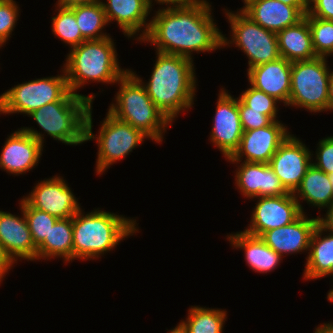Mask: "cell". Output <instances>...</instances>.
<instances>
[{
    "mask_svg": "<svg viewBox=\"0 0 333 333\" xmlns=\"http://www.w3.org/2000/svg\"><path fill=\"white\" fill-rule=\"evenodd\" d=\"M91 104V101H56L46 104L27 116L34 120L41 131L34 126L21 128L43 146L46 144L45 136L64 145H82L87 143L86 120Z\"/></svg>",
    "mask_w": 333,
    "mask_h": 333,
    "instance_id": "obj_6",
    "label": "cell"
},
{
    "mask_svg": "<svg viewBox=\"0 0 333 333\" xmlns=\"http://www.w3.org/2000/svg\"><path fill=\"white\" fill-rule=\"evenodd\" d=\"M149 79L143 80L134 69L129 70L144 85L153 103L173 123L181 114L191 111L196 102L198 78L195 62L187 57L155 51ZM155 62V63H154Z\"/></svg>",
    "mask_w": 333,
    "mask_h": 333,
    "instance_id": "obj_2",
    "label": "cell"
},
{
    "mask_svg": "<svg viewBox=\"0 0 333 333\" xmlns=\"http://www.w3.org/2000/svg\"><path fill=\"white\" fill-rule=\"evenodd\" d=\"M281 120L270 125L244 131L240 145L234 154L225 161H244L268 164L278 147L292 133Z\"/></svg>",
    "mask_w": 333,
    "mask_h": 333,
    "instance_id": "obj_14",
    "label": "cell"
},
{
    "mask_svg": "<svg viewBox=\"0 0 333 333\" xmlns=\"http://www.w3.org/2000/svg\"><path fill=\"white\" fill-rule=\"evenodd\" d=\"M115 85L119 89L106 111L140 130L152 142L162 144L165 133L173 124L153 103L144 85L130 70Z\"/></svg>",
    "mask_w": 333,
    "mask_h": 333,
    "instance_id": "obj_5",
    "label": "cell"
},
{
    "mask_svg": "<svg viewBox=\"0 0 333 333\" xmlns=\"http://www.w3.org/2000/svg\"><path fill=\"white\" fill-rule=\"evenodd\" d=\"M315 148L311 149L312 164L328 175L333 173V135L319 139Z\"/></svg>",
    "mask_w": 333,
    "mask_h": 333,
    "instance_id": "obj_35",
    "label": "cell"
},
{
    "mask_svg": "<svg viewBox=\"0 0 333 333\" xmlns=\"http://www.w3.org/2000/svg\"><path fill=\"white\" fill-rule=\"evenodd\" d=\"M291 67L292 63L282 57L252 67L246 70L248 84L273 96L286 108L291 91Z\"/></svg>",
    "mask_w": 333,
    "mask_h": 333,
    "instance_id": "obj_21",
    "label": "cell"
},
{
    "mask_svg": "<svg viewBox=\"0 0 333 333\" xmlns=\"http://www.w3.org/2000/svg\"><path fill=\"white\" fill-rule=\"evenodd\" d=\"M112 37L83 41L68 51L62 63L69 90L92 103L97 94H80L84 86L91 83L112 86L129 70L120 65L116 40Z\"/></svg>",
    "mask_w": 333,
    "mask_h": 333,
    "instance_id": "obj_4",
    "label": "cell"
},
{
    "mask_svg": "<svg viewBox=\"0 0 333 333\" xmlns=\"http://www.w3.org/2000/svg\"><path fill=\"white\" fill-rule=\"evenodd\" d=\"M167 333H188L187 328L183 325V323L180 321L176 324V326L170 328L169 330L166 328Z\"/></svg>",
    "mask_w": 333,
    "mask_h": 333,
    "instance_id": "obj_45",
    "label": "cell"
},
{
    "mask_svg": "<svg viewBox=\"0 0 333 333\" xmlns=\"http://www.w3.org/2000/svg\"><path fill=\"white\" fill-rule=\"evenodd\" d=\"M93 103L88 111L86 120V142L95 141L97 144V158L95 163L96 175L105 174L113 164L125 160L129 154L146 140H150L140 130L129 123L121 121L106 112L105 118L100 121L97 134L93 133ZM118 161V162H117Z\"/></svg>",
    "mask_w": 333,
    "mask_h": 333,
    "instance_id": "obj_8",
    "label": "cell"
},
{
    "mask_svg": "<svg viewBox=\"0 0 333 333\" xmlns=\"http://www.w3.org/2000/svg\"><path fill=\"white\" fill-rule=\"evenodd\" d=\"M276 35L280 56L289 62L308 61L317 58L312 45V35L307 15Z\"/></svg>",
    "mask_w": 333,
    "mask_h": 333,
    "instance_id": "obj_26",
    "label": "cell"
},
{
    "mask_svg": "<svg viewBox=\"0 0 333 333\" xmlns=\"http://www.w3.org/2000/svg\"><path fill=\"white\" fill-rule=\"evenodd\" d=\"M218 91L208 140L227 159L238 149L244 131L240 120L239 98L236 95L234 97L225 86H221Z\"/></svg>",
    "mask_w": 333,
    "mask_h": 333,
    "instance_id": "obj_11",
    "label": "cell"
},
{
    "mask_svg": "<svg viewBox=\"0 0 333 333\" xmlns=\"http://www.w3.org/2000/svg\"><path fill=\"white\" fill-rule=\"evenodd\" d=\"M5 45L3 43L0 42V49H3L2 47H4ZM1 68V67H0Z\"/></svg>",
    "mask_w": 333,
    "mask_h": 333,
    "instance_id": "obj_49",
    "label": "cell"
},
{
    "mask_svg": "<svg viewBox=\"0 0 333 333\" xmlns=\"http://www.w3.org/2000/svg\"><path fill=\"white\" fill-rule=\"evenodd\" d=\"M85 40H98L111 36L107 34L108 22L101 1L70 8Z\"/></svg>",
    "mask_w": 333,
    "mask_h": 333,
    "instance_id": "obj_29",
    "label": "cell"
},
{
    "mask_svg": "<svg viewBox=\"0 0 333 333\" xmlns=\"http://www.w3.org/2000/svg\"><path fill=\"white\" fill-rule=\"evenodd\" d=\"M230 28L229 36L222 34V49L235 47L248 59L247 70L279 59L277 35L253 22L240 9L223 7Z\"/></svg>",
    "mask_w": 333,
    "mask_h": 333,
    "instance_id": "obj_9",
    "label": "cell"
},
{
    "mask_svg": "<svg viewBox=\"0 0 333 333\" xmlns=\"http://www.w3.org/2000/svg\"><path fill=\"white\" fill-rule=\"evenodd\" d=\"M109 24L115 22L128 40L141 41L148 33L152 9L146 0H100Z\"/></svg>",
    "mask_w": 333,
    "mask_h": 333,
    "instance_id": "obj_18",
    "label": "cell"
},
{
    "mask_svg": "<svg viewBox=\"0 0 333 333\" xmlns=\"http://www.w3.org/2000/svg\"><path fill=\"white\" fill-rule=\"evenodd\" d=\"M232 250L244 252V261L252 270L260 274L274 272L283 262V257L270 248L260 237L240 230L225 236Z\"/></svg>",
    "mask_w": 333,
    "mask_h": 333,
    "instance_id": "obj_23",
    "label": "cell"
},
{
    "mask_svg": "<svg viewBox=\"0 0 333 333\" xmlns=\"http://www.w3.org/2000/svg\"><path fill=\"white\" fill-rule=\"evenodd\" d=\"M234 164L235 189L246 200L256 197L280 196L289 192L282 185L269 164L244 161H227Z\"/></svg>",
    "mask_w": 333,
    "mask_h": 333,
    "instance_id": "obj_17",
    "label": "cell"
},
{
    "mask_svg": "<svg viewBox=\"0 0 333 333\" xmlns=\"http://www.w3.org/2000/svg\"><path fill=\"white\" fill-rule=\"evenodd\" d=\"M328 62L325 57L292 62L291 91L287 108L303 109L312 115L328 113V83L331 72Z\"/></svg>",
    "mask_w": 333,
    "mask_h": 333,
    "instance_id": "obj_10",
    "label": "cell"
},
{
    "mask_svg": "<svg viewBox=\"0 0 333 333\" xmlns=\"http://www.w3.org/2000/svg\"><path fill=\"white\" fill-rule=\"evenodd\" d=\"M308 215V216H307ZM302 213L292 223L264 232L260 238L283 258L295 254H308L312 234L318 217Z\"/></svg>",
    "mask_w": 333,
    "mask_h": 333,
    "instance_id": "obj_20",
    "label": "cell"
},
{
    "mask_svg": "<svg viewBox=\"0 0 333 333\" xmlns=\"http://www.w3.org/2000/svg\"><path fill=\"white\" fill-rule=\"evenodd\" d=\"M18 202L23 207L33 242L35 246L38 247L45 238L48 237L51 227L58 218L47 212L31 207L23 198H20Z\"/></svg>",
    "mask_w": 333,
    "mask_h": 333,
    "instance_id": "obj_31",
    "label": "cell"
},
{
    "mask_svg": "<svg viewBox=\"0 0 333 333\" xmlns=\"http://www.w3.org/2000/svg\"><path fill=\"white\" fill-rule=\"evenodd\" d=\"M317 57H333V21L307 17Z\"/></svg>",
    "mask_w": 333,
    "mask_h": 333,
    "instance_id": "obj_32",
    "label": "cell"
},
{
    "mask_svg": "<svg viewBox=\"0 0 333 333\" xmlns=\"http://www.w3.org/2000/svg\"><path fill=\"white\" fill-rule=\"evenodd\" d=\"M14 263L9 259V257L5 254L3 247L0 242V285L3 283V280L6 278L5 276L9 274V271L14 268Z\"/></svg>",
    "mask_w": 333,
    "mask_h": 333,
    "instance_id": "obj_39",
    "label": "cell"
},
{
    "mask_svg": "<svg viewBox=\"0 0 333 333\" xmlns=\"http://www.w3.org/2000/svg\"><path fill=\"white\" fill-rule=\"evenodd\" d=\"M327 300L329 303H333V295H327Z\"/></svg>",
    "mask_w": 333,
    "mask_h": 333,
    "instance_id": "obj_46",
    "label": "cell"
},
{
    "mask_svg": "<svg viewBox=\"0 0 333 333\" xmlns=\"http://www.w3.org/2000/svg\"><path fill=\"white\" fill-rule=\"evenodd\" d=\"M53 17H51V32L59 41L65 43L69 50L81 44L85 39L82 37L75 14L70 8L57 5ZM56 13V14H55Z\"/></svg>",
    "mask_w": 333,
    "mask_h": 333,
    "instance_id": "obj_30",
    "label": "cell"
},
{
    "mask_svg": "<svg viewBox=\"0 0 333 333\" xmlns=\"http://www.w3.org/2000/svg\"><path fill=\"white\" fill-rule=\"evenodd\" d=\"M56 174L38 180L22 198L33 208L47 212L58 219L73 217L83 206L73 193L64 175Z\"/></svg>",
    "mask_w": 333,
    "mask_h": 333,
    "instance_id": "obj_12",
    "label": "cell"
},
{
    "mask_svg": "<svg viewBox=\"0 0 333 333\" xmlns=\"http://www.w3.org/2000/svg\"><path fill=\"white\" fill-rule=\"evenodd\" d=\"M305 259L302 280L315 281L331 277L333 282V234L328 233L319 224L312 234Z\"/></svg>",
    "mask_w": 333,
    "mask_h": 333,
    "instance_id": "obj_24",
    "label": "cell"
},
{
    "mask_svg": "<svg viewBox=\"0 0 333 333\" xmlns=\"http://www.w3.org/2000/svg\"><path fill=\"white\" fill-rule=\"evenodd\" d=\"M5 139L0 149V170L10 176L21 177L38 167L45 146L22 128L8 134Z\"/></svg>",
    "mask_w": 333,
    "mask_h": 333,
    "instance_id": "obj_16",
    "label": "cell"
},
{
    "mask_svg": "<svg viewBox=\"0 0 333 333\" xmlns=\"http://www.w3.org/2000/svg\"><path fill=\"white\" fill-rule=\"evenodd\" d=\"M239 113L243 131L254 130L270 125L273 121L262 114V111L252 110L239 99Z\"/></svg>",
    "mask_w": 333,
    "mask_h": 333,
    "instance_id": "obj_36",
    "label": "cell"
},
{
    "mask_svg": "<svg viewBox=\"0 0 333 333\" xmlns=\"http://www.w3.org/2000/svg\"><path fill=\"white\" fill-rule=\"evenodd\" d=\"M84 210L81 208L73 216V261L101 259L141 230L138 217H127L101 207Z\"/></svg>",
    "mask_w": 333,
    "mask_h": 333,
    "instance_id": "obj_3",
    "label": "cell"
},
{
    "mask_svg": "<svg viewBox=\"0 0 333 333\" xmlns=\"http://www.w3.org/2000/svg\"><path fill=\"white\" fill-rule=\"evenodd\" d=\"M200 0H146L149 7L153 10L154 5L158 4L156 8H171V7H184L197 3ZM154 2V3H153ZM156 3V4H155ZM165 5V6H164Z\"/></svg>",
    "mask_w": 333,
    "mask_h": 333,
    "instance_id": "obj_38",
    "label": "cell"
},
{
    "mask_svg": "<svg viewBox=\"0 0 333 333\" xmlns=\"http://www.w3.org/2000/svg\"><path fill=\"white\" fill-rule=\"evenodd\" d=\"M307 17L333 21V0H309Z\"/></svg>",
    "mask_w": 333,
    "mask_h": 333,
    "instance_id": "obj_37",
    "label": "cell"
},
{
    "mask_svg": "<svg viewBox=\"0 0 333 333\" xmlns=\"http://www.w3.org/2000/svg\"><path fill=\"white\" fill-rule=\"evenodd\" d=\"M313 333H333V321L323 322L315 326Z\"/></svg>",
    "mask_w": 333,
    "mask_h": 333,
    "instance_id": "obj_43",
    "label": "cell"
},
{
    "mask_svg": "<svg viewBox=\"0 0 333 333\" xmlns=\"http://www.w3.org/2000/svg\"><path fill=\"white\" fill-rule=\"evenodd\" d=\"M329 111L333 113V69L331 67L330 78L328 83Z\"/></svg>",
    "mask_w": 333,
    "mask_h": 333,
    "instance_id": "obj_44",
    "label": "cell"
},
{
    "mask_svg": "<svg viewBox=\"0 0 333 333\" xmlns=\"http://www.w3.org/2000/svg\"><path fill=\"white\" fill-rule=\"evenodd\" d=\"M331 286H332L331 289H329V291H327V295H333V284Z\"/></svg>",
    "mask_w": 333,
    "mask_h": 333,
    "instance_id": "obj_47",
    "label": "cell"
},
{
    "mask_svg": "<svg viewBox=\"0 0 333 333\" xmlns=\"http://www.w3.org/2000/svg\"><path fill=\"white\" fill-rule=\"evenodd\" d=\"M51 259H61L64 265L73 262V217L58 219L37 247L36 262Z\"/></svg>",
    "mask_w": 333,
    "mask_h": 333,
    "instance_id": "obj_27",
    "label": "cell"
},
{
    "mask_svg": "<svg viewBox=\"0 0 333 333\" xmlns=\"http://www.w3.org/2000/svg\"><path fill=\"white\" fill-rule=\"evenodd\" d=\"M56 101H89L69 90L66 74L35 78L18 83L0 94V116L21 114L28 116L40 107Z\"/></svg>",
    "mask_w": 333,
    "mask_h": 333,
    "instance_id": "obj_7",
    "label": "cell"
},
{
    "mask_svg": "<svg viewBox=\"0 0 333 333\" xmlns=\"http://www.w3.org/2000/svg\"><path fill=\"white\" fill-rule=\"evenodd\" d=\"M253 199L250 201L256 200V203L250 214V223L243 229L249 235L260 237L266 231L292 223L302 214L298 201L290 192Z\"/></svg>",
    "mask_w": 333,
    "mask_h": 333,
    "instance_id": "obj_13",
    "label": "cell"
},
{
    "mask_svg": "<svg viewBox=\"0 0 333 333\" xmlns=\"http://www.w3.org/2000/svg\"><path fill=\"white\" fill-rule=\"evenodd\" d=\"M247 86L249 87L241 91L238 98L252 110L262 111V114L267 115L272 121L279 120L278 113L281 102L250 84Z\"/></svg>",
    "mask_w": 333,
    "mask_h": 333,
    "instance_id": "obj_33",
    "label": "cell"
},
{
    "mask_svg": "<svg viewBox=\"0 0 333 333\" xmlns=\"http://www.w3.org/2000/svg\"><path fill=\"white\" fill-rule=\"evenodd\" d=\"M18 3L15 0H0V42L5 46L12 38L21 15Z\"/></svg>",
    "mask_w": 333,
    "mask_h": 333,
    "instance_id": "obj_34",
    "label": "cell"
},
{
    "mask_svg": "<svg viewBox=\"0 0 333 333\" xmlns=\"http://www.w3.org/2000/svg\"><path fill=\"white\" fill-rule=\"evenodd\" d=\"M100 0H57L54 5L63 8H72L79 5L92 4Z\"/></svg>",
    "mask_w": 333,
    "mask_h": 333,
    "instance_id": "obj_41",
    "label": "cell"
},
{
    "mask_svg": "<svg viewBox=\"0 0 333 333\" xmlns=\"http://www.w3.org/2000/svg\"><path fill=\"white\" fill-rule=\"evenodd\" d=\"M329 180H330L331 185L333 187V173L329 174Z\"/></svg>",
    "mask_w": 333,
    "mask_h": 333,
    "instance_id": "obj_48",
    "label": "cell"
},
{
    "mask_svg": "<svg viewBox=\"0 0 333 333\" xmlns=\"http://www.w3.org/2000/svg\"><path fill=\"white\" fill-rule=\"evenodd\" d=\"M239 9L253 22L276 34L304 17L295 6L278 0H247Z\"/></svg>",
    "mask_w": 333,
    "mask_h": 333,
    "instance_id": "obj_22",
    "label": "cell"
},
{
    "mask_svg": "<svg viewBox=\"0 0 333 333\" xmlns=\"http://www.w3.org/2000/svg\"><path fill=\"white\" fill-rule=\"evenodd\" d=\"M293 195L298 201L302 213H307L305 212L307 210H305L304 203L311 207L312 210L317 208L319 215L321 214L320 211H324V209L333 205V187L329 180V175L313 164L308 168L301 184Z\"/></svg>",
    "mask_w": 333,
    "mask_h": 333,
    "instance_id": "obj_25",
    "label": "cell"
},
{
    "mask_svg": "<svg viewBox=\"0 0 333 333\" xmlns=\"http://www.w3.org/2000/svg\"><path fill=\"white\" fill-rule=\"evenodd\" d=\"M310 148L297 135L290 134L272 156L269 166L285 189L294 193L312 164Z\"/></svg>",
    "mask_w": 333,
    "mask_h": 333,
    "instance_id": "obj_15",
    "label": "cell"
},
{
    "mask_svg": "<svg viewBox=\"0 0 333 333\" xmlns=\"http://www.w3.org/2000/svg\"><path fill=\"white\" fill-rule=\"evenodd\" d=\"M326 213L319 215L318 224L328 233L333 234V205L324 210Z\"/></svg>",
    "mask_w": 333,
    "mask_h": 333,
    "instance_id": "obj_40",
    "label": "cell"
},
{
    "mask_svg": "<svg viewBox=\"0 0 333 333\" xmlns=\"http://www.w3.org/2000/svg\"><path fill=\"white\" fill-rule=\"evenodd\" d=\"M152 11L147 35L135 43L149 44L157 52L184 56L193 61L194 54H210L222 49L223 31L214 20L210 0Z\"/></svg>",
    "mask_w": 333,
    "mask_h": 333,
    "instance_id": "obj_1",
    "label": "cell"
},
{
    "mask_svg": "<svg viewBox=\"0 0 333 333\" xmlns=\"http://www.w3.org/2000/svg\"><path fill=\"white\" fill-rule=\"evenodd\" d=\"M290 6H295L304 16L308 12L309 0H278Z\"/></svg>",
    "mask_w": 333,
    "mask_h": 333,
    "instance_id": "obj_42",
    "label": "cell"
},
{
    "mask_svg": "<svg viewBox=\"0 0 333 333\" xmlns=\"http://www.w3.org/2000/svg\"><path fill=\"white\" fill-rule=\"evenodd\" d=\"M19 204L20 214L0 209V242L5 254L14 263L33 261L36 263L37 247L35 246L23 207Z\"/></svg>",
    "mask_w": 333,
    "mask_h": 333,
    "instance_id": "obj_19",
    "label": "cell"
},
{
    "mask_svg": "<svg viewBox=\"0 0 333 333\" xmlns=\"http://www.w3.org/2000/svg\"><path fill=\"white\" fill-rule=\"evenodd\" d=\"M184 318L180 321L187 328L188 333H224L228 312L224 308L192 305Z\"/></svg>",
    "mask_w": 333,
    "mask_h": 333,
    "instance_id": "obj_28",
    "label": "cell"
}]
</instances>
